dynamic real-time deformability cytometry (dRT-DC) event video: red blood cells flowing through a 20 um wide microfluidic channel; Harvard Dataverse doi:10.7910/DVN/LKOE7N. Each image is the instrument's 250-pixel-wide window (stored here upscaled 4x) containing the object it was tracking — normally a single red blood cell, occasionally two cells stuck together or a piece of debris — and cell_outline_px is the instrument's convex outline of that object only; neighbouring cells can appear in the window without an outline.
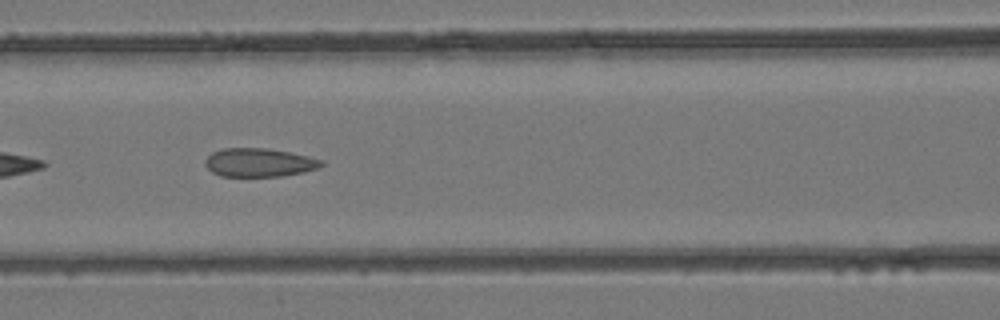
{"species": "common noctule bat (a hibernating species)", "species_latin": "Nyctalus noctula", "temperature_condition": "room temperature", "stored_images_in_passage": 14, "camera_frame_rate_fps": 3000, "um_per_image_px": 0.085, "animal": {"sex": "female", "body_mass_g": 24.6, "forearm_length_mm": 56.2}, "frame": {"image": 1, "passage_image": 8, "time_ms": 2.333, "image_size_px": [1000, 320], "cell_outline_px": [[324, 164], [316, 168], [304, 172], [280, 176], [220, 176], [212, 172], [204, 164], [204, 160], [212, 152], [224, 148], [268, 148], [308, 156], [324, 160]], "centroid_in_image_um": [22.01, 13.81], "position_along_channel_um": 144.6, "area_um2": 19.31}}